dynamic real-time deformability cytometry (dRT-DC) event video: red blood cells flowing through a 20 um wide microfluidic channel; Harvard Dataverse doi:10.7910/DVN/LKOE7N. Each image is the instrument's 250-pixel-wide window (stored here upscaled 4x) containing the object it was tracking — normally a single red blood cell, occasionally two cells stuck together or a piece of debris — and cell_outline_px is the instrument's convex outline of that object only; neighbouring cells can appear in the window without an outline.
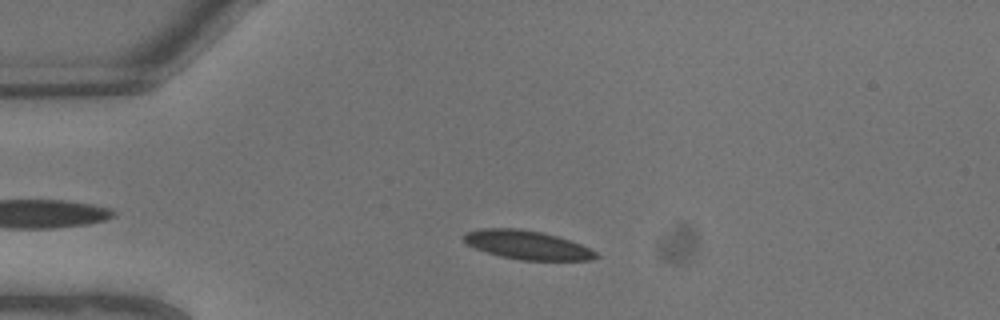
{"species": "common noctule bat (a hibernating species)", "species_latin": "Nyctalus noctula", "temperature_condition": "warm", "stored_images_in_passage": 8, "camera_frame_rate_fps": 3000, "um_per_image_px": 0.085, "animal": {"sex": "male", "body_mass_g": 13.3}, "frame": {"image": 1, "passage_image": 4, "time_ms": 1.0, "image_size_px": [1000, 320], "cell_outline_px": [[600, 256], [592, 260], [520, 260], [500, 256], [476, 248], [468, 244], [464, 240], [464, 232], [480, 228], [520, 228], [540, 232], [556, 236], [580, 244], [596, 252]], "centroid_in_image_um": [44.8, 20.82], "position_along_channel_um": 40.2, "area_um2": 21.96}}
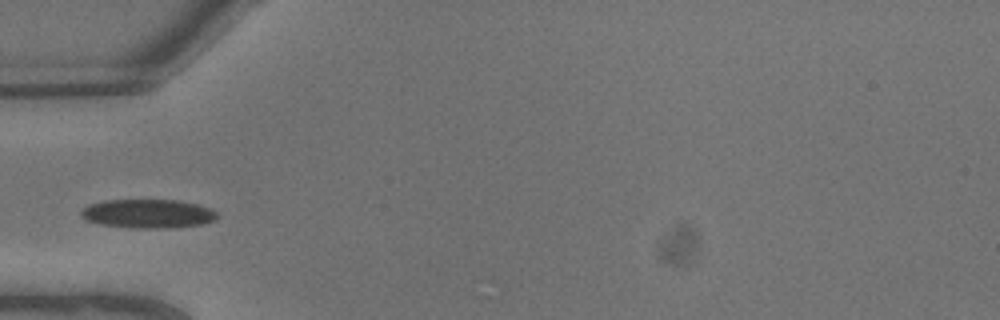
{"frame": {"image": 2, "passage_image": 6, "time_ms": 1.667, "image_size_px": [1000, 320], "cell_outline_px": [[220, 216], [216, 220], [204, 224], [168, 228], [132, 228], [100, 224], [84, 220], [80, 216], [80, 212], [88, 204], [104, 200], [180, 200], [212, 208]], "centroid_in_image_um": [12.59, 18.16], "position_along_channel_um": 72.4, "area_um2": 23.24}}
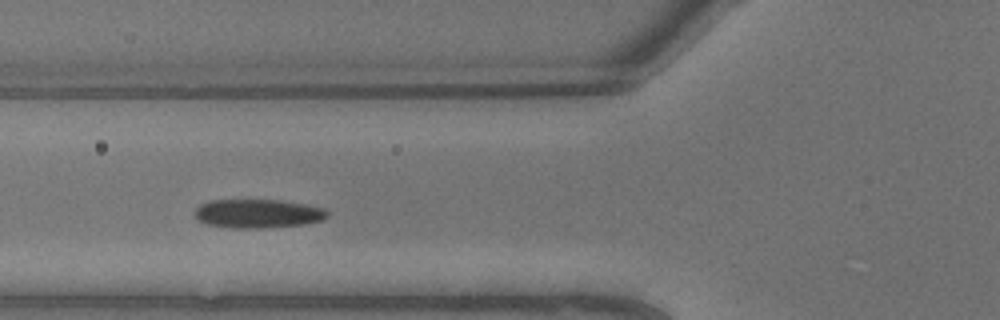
{"frame": {"image": 3, "passage_image": 7, "time_ms": 2.0, "image_size_px": [1000, 320], "cell_outline_px": [[328, 216], [324, 220], [304, 224], [264, 228], [236, 228], [208, 224], [196, 220], [192, 212], [200, 204], [208, 200], [280, 200], [304, 204], [324, 208], [328, 212]], "centroid_in_image_um": [21.89, 18.15], "position_along_channel_um": 103.9, "area_um2": 22.43}}